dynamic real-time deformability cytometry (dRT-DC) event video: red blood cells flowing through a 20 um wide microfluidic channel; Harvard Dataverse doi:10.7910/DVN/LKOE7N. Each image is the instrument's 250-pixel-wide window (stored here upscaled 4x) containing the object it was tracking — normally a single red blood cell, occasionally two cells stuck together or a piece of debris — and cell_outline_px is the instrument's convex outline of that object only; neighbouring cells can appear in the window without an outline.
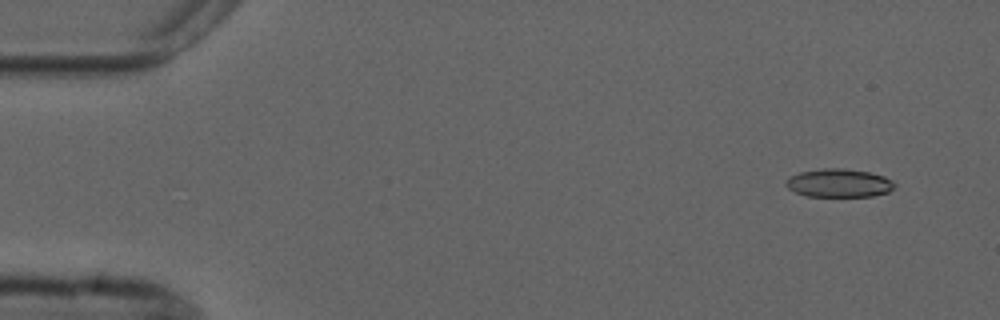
{"species": "common noctule bat (a hibernating species)", "species_latin": "Nyctalus noctula", "temperature_condition": "cold", "stored_images_in_passage": 5, "camera_frame_rate_fps": 3000, "um_per_image_px": 0.085, "animal": {"sex": "male", "forearm_length_mm": 52.5}, "frame": {"image": 1, "passage_image": 1, "time_ms": 0.0, "image_size_px": [1000, 320], "cell_outline_px": [[896, 188], [888, 192], [872, 196], [808, 196], [796, 192], [788, 188], [784, 184], [784, 180], [788, 176], [800, 172], [824, 168], [844, 168], [868, 172], [884, 176], [892, 180], [896, 184]], "centroid_in_image_um": [71.31, 15.55], "position_along_channel_um": 13.7, "area_um2": 18.09}}
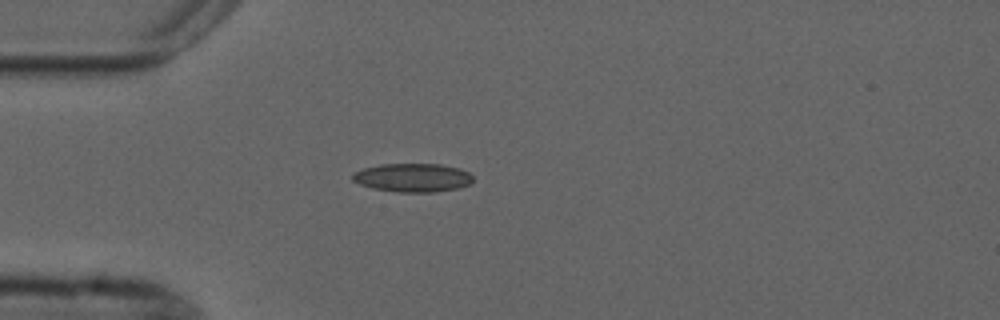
{"frame": {"image": 2, "passage_image": 4, "time_ms": 3.667, "image_size_px": [1000, 320], "cell_outline_px": [[472, 180], [468, 184], [460, 188], [436, 192], [396, 192], [372, 188], [360, 184], [352, 180], [352, 172], [364, 168], [380, 164], [440, 164], [460, 168], [468, 172], [472, 176]], "centroid_in_image_um": [35.06, 15.1], "position_along_channel_um": 49.9, "area_um2": 20.17}}